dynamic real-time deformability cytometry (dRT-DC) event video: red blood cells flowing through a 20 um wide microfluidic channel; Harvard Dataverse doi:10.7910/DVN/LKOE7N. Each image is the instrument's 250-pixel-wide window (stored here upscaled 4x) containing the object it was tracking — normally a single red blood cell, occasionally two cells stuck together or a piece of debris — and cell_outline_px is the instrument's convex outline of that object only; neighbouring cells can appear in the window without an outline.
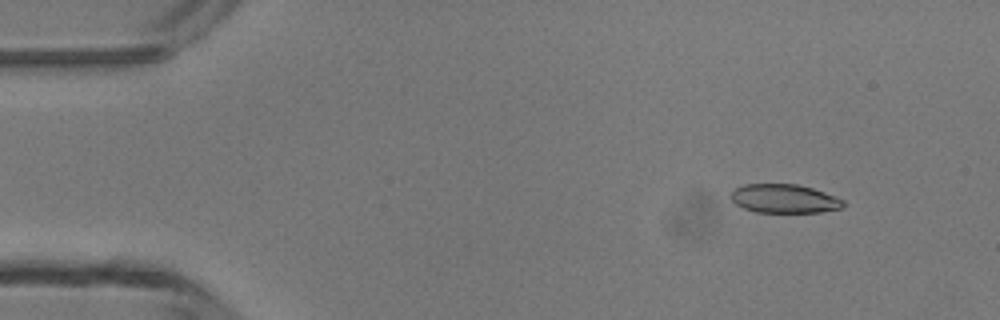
{"species": "common noctule bat (a hibernating species)", "species_latin": "Nyctalus noctula", "temperature_condition": "room temperature", "stored_images_in_passage": 5, "camera_frame_rate_fps": 3000, "um_per_image_px": 0.085, "animal": {"sex": "male", "body_mass_g": 13.3}, "frame": {"image": 1, "passage_image": 2, "time_ms": 1.0, "image_size_px": [1000, 320], "cell_outline_px": [[848, 204], [840, 208], [820, 212], [756, 212], [744, 208], [736, 204], [732, 200], [732, 192], [736, 188], [744, 184], [796, 184], [812, 188], [836, 196], [844, 200]], "centroid_in_image_um": [66.71, 16.88], "position_along_channel_um": 18.3, "area_um2": 18.79}}
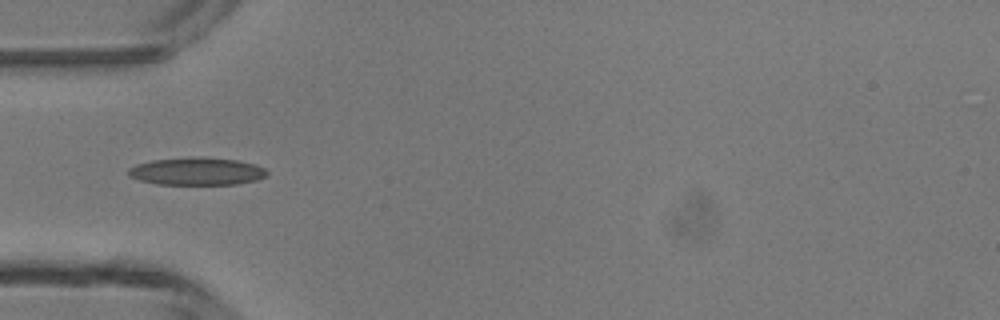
{"frame": {"image": 2, "passage_image": 5, "time_ms": 4.333, "image_size_px": [1000, 320], "cell_outline_px": [[268, 176], [256, 180], [236, 184], [156, 184], [140, 180], [128, 176], [128, 168], [136, 164], [152, 160], [192, 156], [204, 156], [236, 160], [252, 164], [264, 168], [268, 172]], "centroid_in_image_um": [16.71, 14.55], "position_along_channel_um": 68.3, "area_um2": 22.48}}